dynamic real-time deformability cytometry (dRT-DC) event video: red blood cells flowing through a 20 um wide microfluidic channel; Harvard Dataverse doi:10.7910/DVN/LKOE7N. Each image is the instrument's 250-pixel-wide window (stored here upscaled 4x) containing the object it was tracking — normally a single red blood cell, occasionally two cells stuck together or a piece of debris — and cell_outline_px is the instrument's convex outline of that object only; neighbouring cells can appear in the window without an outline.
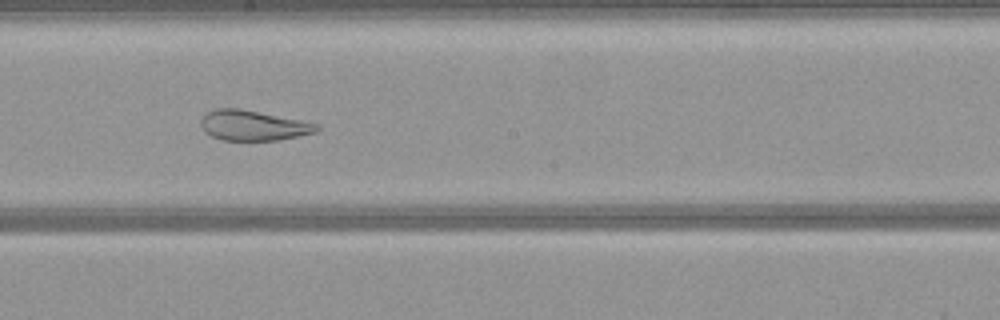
{"species": "common noctule bat (a hibernating species)", "species_latin": "Nyctalus noctula", "temperature_condition": "warm", "stored_images_in_passage": 49, "camera_frame_rate_fps": 3000, "um_per_image_px": 0.085, "animal": {"sex": "female", "body_mass_g": 21.9}, "frame": {"image": 1, "passage_image": 24, "time_ms": 7.667, "image_size_px": [1000, 320], "cell_outline_px": [[320, 128], [316, 132], [280, 140], [224, 140], [212, 136], [204, 132], [200, 124], [200, 120], [204, 112], [216, 108], [240, 108], [320, 124]], "centroid_in_image_um": [21.49, 10.65], "position_along_channel_um": 226.7, "area_um2": 20.52}}
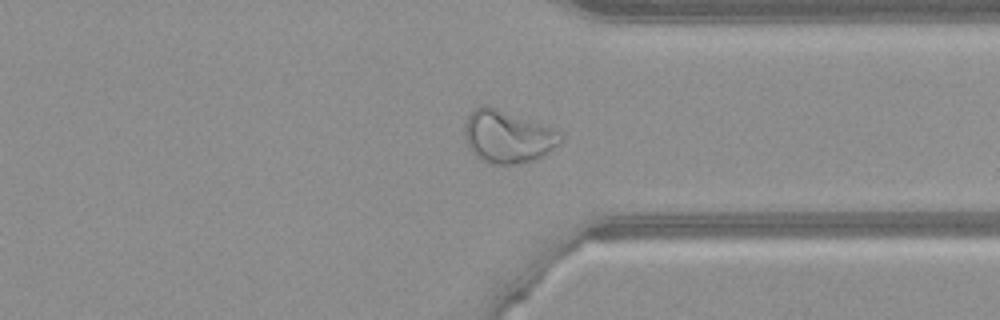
{"frame": {"image": 2, "passage_image": 35, "time_ms": 11.333, "image_size_px": [1000, 320], "cell_outline_px": [[564, 140], [548, 152], [536, 160], [516, 164], [488, 164], [480, 160], [468, 148], [464, 140], [464, 124], [468, 116], [480, 104], [488, 104], [552, 128], [560, 132], [564, 136]], "centroid_in_image_um": [43.12, 11.62], "position_along_channel_um": 368.3, "area_um2": 29.82}}
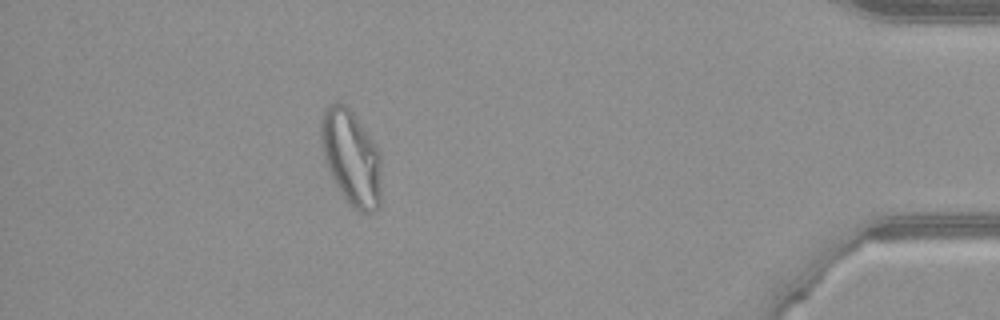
{"frame": {"image": 3, "passage_image": 42, "time_ms": 13.667, "image_size_px": [1000, 320], "cell_outline_px": [[380, 208], [372, 212], [360, 212], [352, 208], [336, 184], [324, 160], [320, 140], [320, 120], [324, 108], [328, 104], [336, 100], [344, 104], [356, 116], [380, 152]], "centroid_in_image_um": [29.83, 13.36], "position_along_channel_um": 405.4, "area_um2": 33.64}}